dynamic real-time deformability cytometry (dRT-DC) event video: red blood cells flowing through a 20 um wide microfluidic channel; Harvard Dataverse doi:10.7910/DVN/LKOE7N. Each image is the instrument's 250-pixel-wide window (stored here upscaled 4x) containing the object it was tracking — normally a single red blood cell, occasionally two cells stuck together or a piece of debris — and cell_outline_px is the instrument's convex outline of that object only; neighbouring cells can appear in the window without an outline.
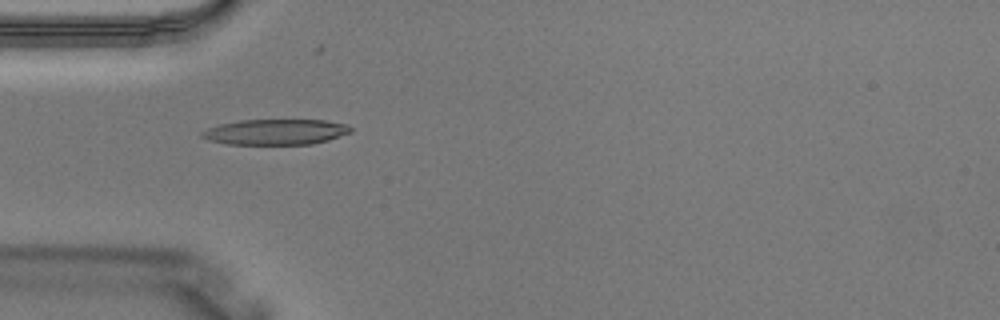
{"species": "Egyptian fruit bat (a non-hibernating species)", "species_latin": "Rousettus aegyptiacus", "temperature_condition": "warm", "stored_images_in_passage": 4, "camera_frame_rate_fps": 3000, "um_per_image_px": 0.085, "animal": {"sex": "male"}, "frame": {"image": 1, "passage_image": 3, "time_ms": 0.667, "image_size_px": [1000, 320], "cell_outline_px": [[352, 132], [328, 140], [312, 144], [224, 144], [208, 140], [200, 136], [200, 132], [208, 128], [220, 124], [240, 120], [324, 120], [348, 124], [352, 128]], "centroid_in_image_um": [23.42, 11.21], "position_along_channel_um": 61.6, "area_um2": 22.25}}